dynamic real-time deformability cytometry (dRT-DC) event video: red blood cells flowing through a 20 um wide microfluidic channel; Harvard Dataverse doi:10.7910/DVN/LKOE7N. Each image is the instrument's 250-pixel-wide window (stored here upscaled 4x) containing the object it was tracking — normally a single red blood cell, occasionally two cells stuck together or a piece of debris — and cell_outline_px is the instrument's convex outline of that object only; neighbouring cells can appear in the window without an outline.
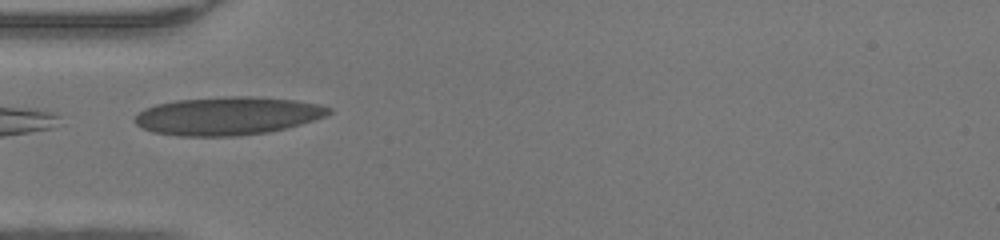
{"species": "human", "species_latin": "Homo sapiens", "temperature_condition": "warm", "stored_images_in_passage": 24, "camera_frame_rate_fps": 3000, "um_per_image_px": 0.085, "donor": {"sex": "female"}, "frame": {"image": 1, "passage_image": 1, "time_ms": 0.0, "image_size_px": [1000, 240], "cell_outline_px": [[332, 112], [324, 116], [300, 124], [268, 132], [240, 136], [176, 136], [152, 132], [136, 124], [132, 120], [144, 108], [156, 104], [176, 100], [228, 96], [252, 96], [296, 100], [320, 104], [332, 108]], "centroid_in_image_um": [19.33, 9.85], "position_along_channel_um": 65.7, "area_um2": 43.23}}
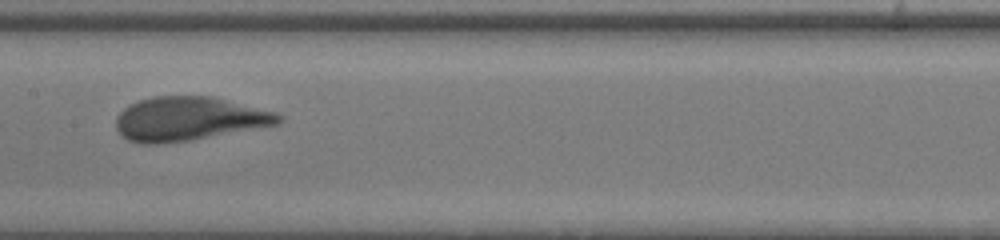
{"frame": {"image": 2, "passage_image": 10, "time_ms": 3.0, "image_size_px": [1000, 240], "cell_outline_px": [[284, 120], [280, 124], [192, 140], [156, 144], [140, 144], [128, 140], [120, 136], [116, 128], [116, 116], [124, 108], [140, 100], [152, 96], [212, 96], [276, 112], [284, 116]], "centroid_in_image_um": [16.06, 10.11], "position_along_channel_um": 191.3, "area_um2": 41.85}}
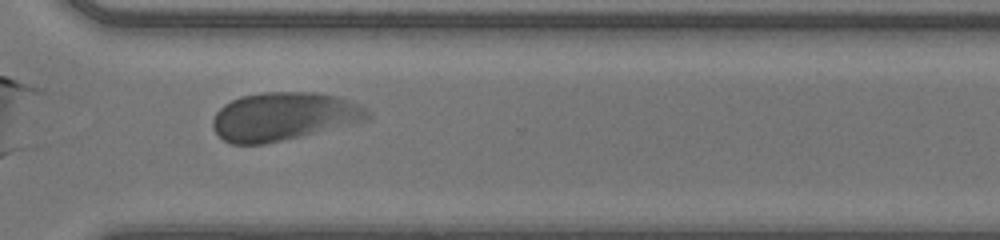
{"frame": {"image": 3, "passage_image": 21, "time_ms": 6.667, "image_size_px": [1000, 240], "cell_outline_px": [[372, 116], [368, 120], [300, 136], [264, 144], [232, 144], [224, 140], [212, 128], [212, 120], [216, 112], [224, 104], [240, 96], [264, 92], [316, 92], [340, 96], [352, 100], [360, 104], [372, 112]], "centroid_in_image_um": [24.15, 9.88], "position_along_channel_um": 346.5, "area_um2": 43.75}, "authors_computed_cell_mechanics": {"area_um2": 41.327, "velocity_mm_per_s": 4.2208, "shape_relaxation_time_tau1_ms": 2.6004, "shape_relaxation_time_tau2_ms": null, "deformation_change_tau1": 0.1443, "deformation_change_tau2": null}}